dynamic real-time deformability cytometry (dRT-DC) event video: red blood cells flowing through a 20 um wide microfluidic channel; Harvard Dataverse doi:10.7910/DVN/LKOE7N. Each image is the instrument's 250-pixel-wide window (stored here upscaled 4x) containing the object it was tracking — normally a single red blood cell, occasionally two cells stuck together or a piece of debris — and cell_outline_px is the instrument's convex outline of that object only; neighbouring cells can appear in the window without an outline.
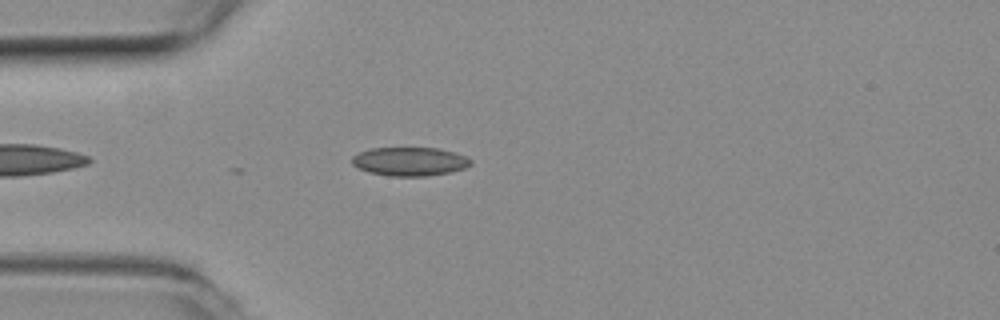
{"species": "common noctule bat (a hibernating species)", "species_latin": "Nyctalus noctula", "temperature_condition": "room temperature", "stored_images_in_passage": 7, "camera_frame_rate_fps": 3000, "um_per_image_px": 0.085, "animal": {"sex": "female", "body_mass_g": 19.3, "forearm_length_mm": 54.1}, "frame": {"image": 1, "passage_image": 5, "time_ms": 1.333, "image_size_px": [1000, 320], "cell_outline_px": [[472, 164], [464, 168], [448, 172], [424, 176], [388, 176], [368, 172], [352, 164], [352, 156], [360, 152], [372, 148], [440, 148], [464, 156], [472, 160]], "centroid_in_image_um": [34.81, 13.72], "position_along_channel_um": 50.2, "area_um2": 19.65}}